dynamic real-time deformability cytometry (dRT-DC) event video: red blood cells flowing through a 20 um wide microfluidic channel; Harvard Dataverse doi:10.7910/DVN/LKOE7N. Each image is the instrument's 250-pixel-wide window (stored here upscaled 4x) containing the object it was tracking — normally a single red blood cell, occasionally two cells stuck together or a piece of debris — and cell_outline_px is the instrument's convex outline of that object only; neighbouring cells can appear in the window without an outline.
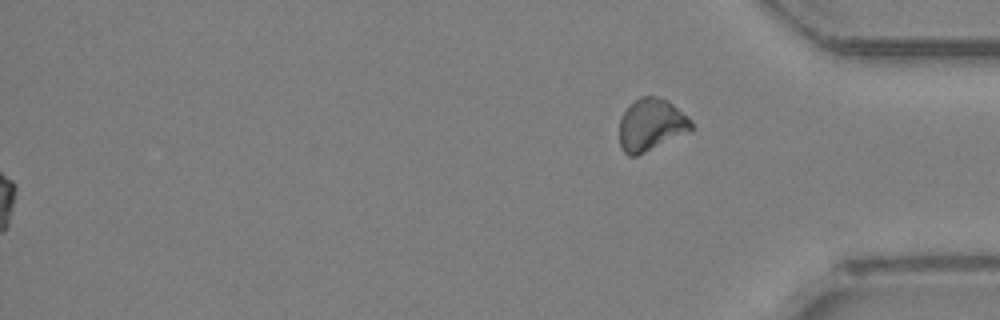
{"species": "Egyptian fruit bat (a non-hibernating species)", "species_latin": "Rousettus aegyptiacus", "temperature_condition": "room temperature", "stored_images_in_passage": 33, "segment_of_instrument_passage": [2, 2], "camera_frame_rate_fps": 3000, "um_per_image_px": 0.085, "animal": {"sex": "female"}, "frame": {"image": 1, "passage_image": 33, "time_ms": 10.667, "image_size_px": [1000, 320], "cell_outline_px": [[692, 132], [636, 156], [628, 156], [620, 148], [620, 120], [624, 112], [640, 96], [656, 96], [668, 100], [688, 116], [692, 120]], "centroid_in_image_um": [55.39, 10.63], "position_along_channel_um": 379.8, "area_um2": 22.08}}